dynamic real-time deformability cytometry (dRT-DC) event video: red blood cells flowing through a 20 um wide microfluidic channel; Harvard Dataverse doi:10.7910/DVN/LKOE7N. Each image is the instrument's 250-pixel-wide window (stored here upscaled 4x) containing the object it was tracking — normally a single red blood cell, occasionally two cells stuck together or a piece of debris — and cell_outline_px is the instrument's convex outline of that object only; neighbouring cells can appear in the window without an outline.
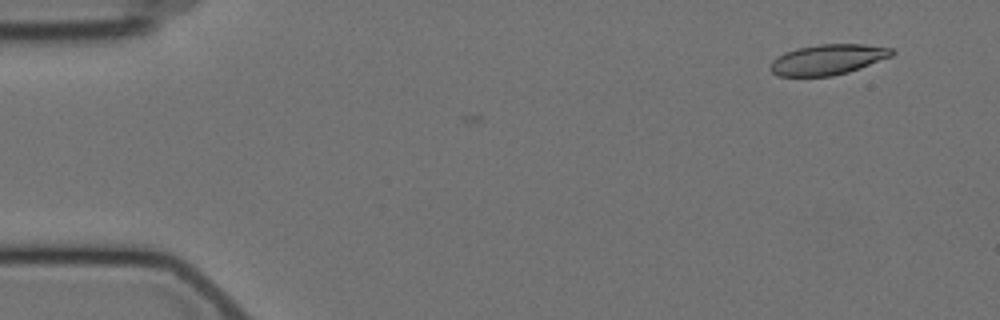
{"species": "Egyptian fruit bat (a non-hibernating species)", "species_latin": "Rousettus aegyptiacus", "temperature_condition": "cold", "stored_images_in_passage": 9, "camera_frame_rate_fps": 3000, "um_per_image_px": 0.085, "animal": {"sex": "female"}, "frame": {"image": 1, "passage_image": 9, "time_ms": 2.667, "image_size_px": [1000, 320], "cell_outline_px": [[896, 52], [892, 56], [860, 68], [848, 72], [832, 76], [776, 76], [768, 68], [772, 60], [776, 56], [784, 52], [796, 48], [820, 44], [864, 44], [892, 48]], "centroid_in_image_um": [70.33, 5.06], "position_along_channel_um": 14.7, "area_um2": 21.73}}